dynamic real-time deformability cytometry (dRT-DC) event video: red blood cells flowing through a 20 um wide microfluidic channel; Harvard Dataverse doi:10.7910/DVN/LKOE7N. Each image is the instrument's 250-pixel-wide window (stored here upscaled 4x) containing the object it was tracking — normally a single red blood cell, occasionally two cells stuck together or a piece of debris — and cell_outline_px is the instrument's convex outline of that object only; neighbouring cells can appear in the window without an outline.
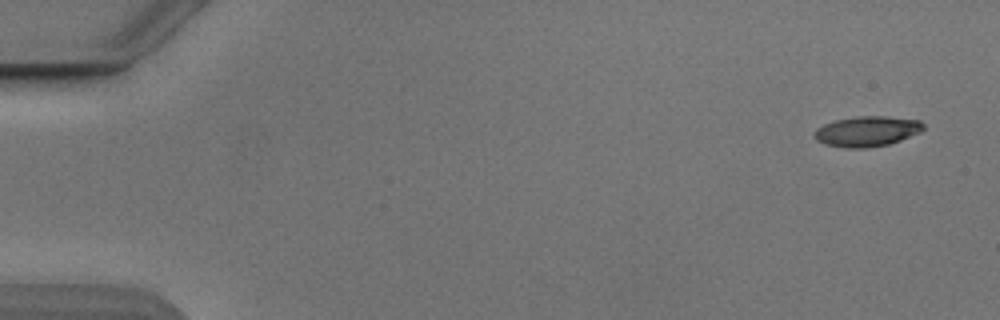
{"species": "Egyptian fruit bat (a non-hibernating species)", "species_latin": "Rousettus aegyptiacus", "temperature_condition": "cold", "stored_images_in_passage": 52, "camera_frame_rate_fps": 3000, "um_per_image_px": 0.085, "animal": {"sex": "male"}, "frame": {"image": 1, "passage_image": 1, "time_ms": 0.0, "image_size_px": [1000, 320], "cell_outline_px": [[924, 128], [920, 132], [900, 140], [888, 144], [868, 148], [848, 148], [824, 144], [816, 140], [816, 128], [824, 124], [836, 120], [860, 116], [884, 116], [920, 120], [924, 124]], "centroid_in_image_um": [73.71, 11.16], "position_along_channel_um": 11.3, "area_um2": 19.07}}
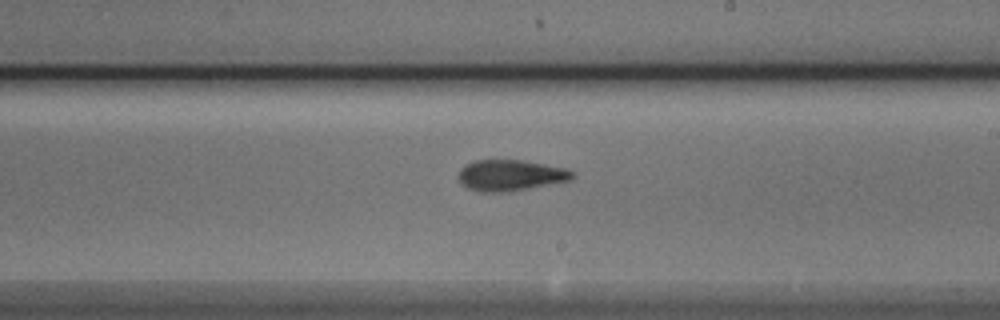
{"frame": {"image": 2, "passage_image": 30, "time_ms": 9.667, "image_size_px": [1000, 320], "cell_outline_px": [[572, 180], [508, 192], [480, 192], [468, 188], [460, 184], [460, 168], [476, 160], [524, 160], [568, 168], [572, 172]], "centroid_in_image_um": [43.41, 14.9], "position_along_channel_um": 245.6, "area_um2": 20.58}}
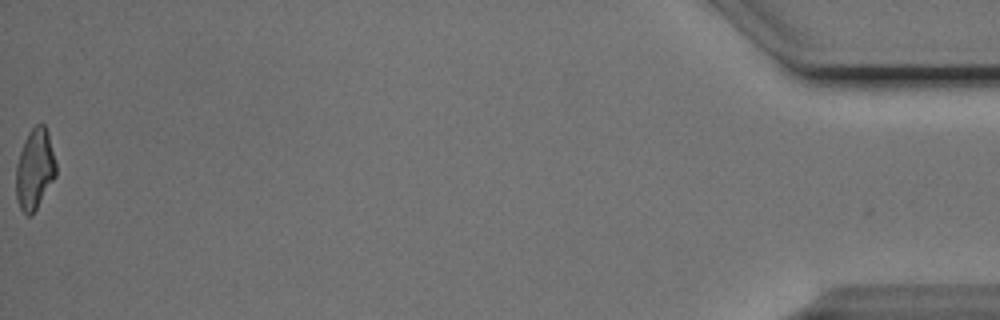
{"frame": {"image": 3, "passage_image": 52, "time_ms": 17.0, "image_size_px": [1000, 320], "cell_outline_px": [[56, 176], [32, 216], [28, 216], [20, 208], [16, 200], [16, 164], [24, 140], [28, 132], [36, 124], [44, 124], [48, 132], [56, 164]], "centroid_in_image_um": [2.95, 14.39], "position_along_channel_um": 432.3, "area_um2": 18.84}, "authors_computed_cell_mechanics": {"area_um2": 19.7676, "velocity_mm_per_s": 3.8784, "shape_relaxation_time_tau1_ms": 9.1467, "shape_relaxation_time_tau2_ms": 3.02, "deformation_change_tau1": 0.2513, "deformation_change_tau2": 0.1235}}